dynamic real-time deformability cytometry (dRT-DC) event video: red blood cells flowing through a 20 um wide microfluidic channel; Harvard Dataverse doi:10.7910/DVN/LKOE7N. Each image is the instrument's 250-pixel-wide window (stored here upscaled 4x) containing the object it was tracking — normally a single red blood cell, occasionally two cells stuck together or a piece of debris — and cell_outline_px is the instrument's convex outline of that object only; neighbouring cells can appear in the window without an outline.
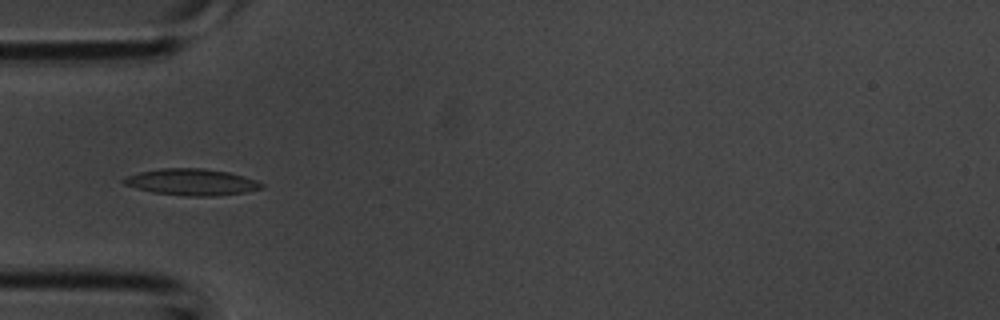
{"species": "common noctule bat (a hibernating species)", "species_latin": "Nyctalus noctula", "temperature_condition": "room temperature", "stored_images_in_passage": 3, "camera_frame_rate_fps": 3000, "um_per_image_px": 0.085, "animal": {"sex": "male", "body_mass_g": 20.1, "forearm_length_mm": 53.5}, "frame": {"image": 1, "passage_image": 3, "time_ms": 0.667, "image_size_px": [1000, 320], "cell_outline_px": [[264, 188], [244, 192], [216, 196], [184, 196], [152, 192], [136, 188], [124, 184], [120, 180], [124, 176], [140, 172], [160, 168], [204, 168], [228, 172], [244, 176], [256, 180], [264, 184]], "centroid_in_image_um": [16.27, 15.47], "position_along_channel_um": 68.7, "area_um2": 21.44}}